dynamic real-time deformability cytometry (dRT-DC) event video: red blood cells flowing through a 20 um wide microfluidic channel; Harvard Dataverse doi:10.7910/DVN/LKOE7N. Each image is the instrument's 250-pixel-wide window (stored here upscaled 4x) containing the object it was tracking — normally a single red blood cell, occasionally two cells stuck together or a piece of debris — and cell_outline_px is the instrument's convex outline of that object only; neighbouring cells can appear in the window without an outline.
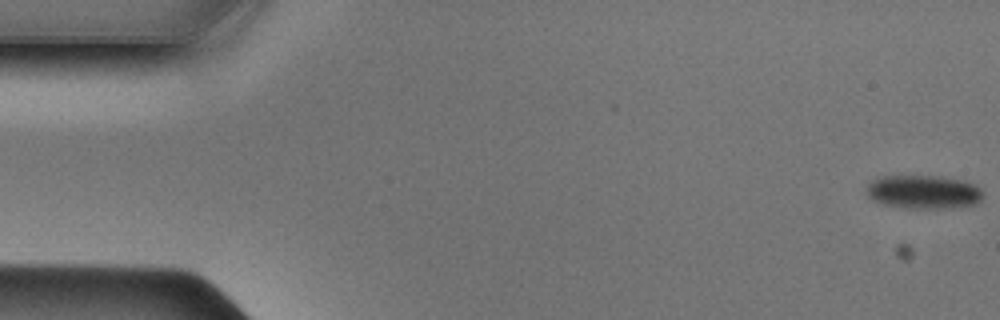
{"species": "Egyptian fruit bat (a non-hibernating species)", "species_latin": "Rousettus aegyptiacus", "temperature_condition": "cold", "stored_images_in_passage": 49, "camera_frame_rate_fps": 3000, "um_per_image_px": 0.085, "animal": {"sex": "male"}, "frame": {"image": 1, "passage_image": 1, "time_ms": 0.0, "image_size_px": [1000, 320], "cell_outline_px": [[980, 200], [976, 204], [940, 208], [912, 208], [884, 204], [872, 200], [868, 196], [868, 184], [872, 180], [884, 176], [940, 176], [960, 180], [976, 184], [980, 188]], "centroid_in_image_um": [78.48, 16.3], "position_along_channel_um": 6.5, "area_um2": 22.37}}
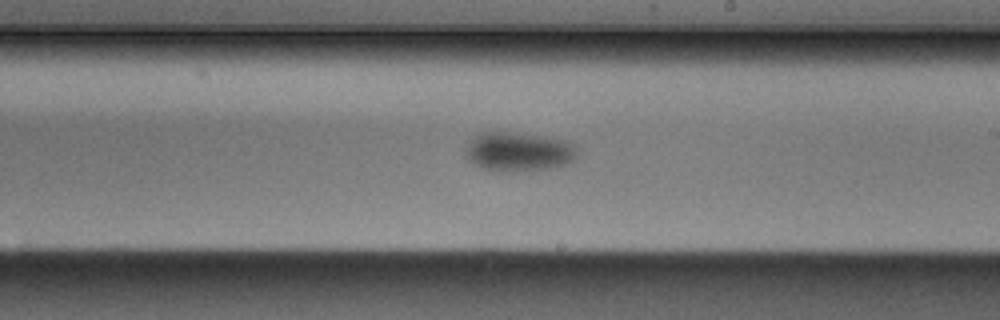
{"frame": {"image": 2, "passage_image": 28, "time_ms": 9.0, "image_size_px": [1000, 320], "cell_outline_px": [[580, 156], [564, 164], [548, 168], [512, 172], [480, 168], [468, 160], [464, 156], [464, 148], [476, 136], [484, 132], [516, 132], [548, 136], [568, 140], [576, 144], [580, 148]], "centroid_in_image_um": [44.14, 12.88], "position_along_channel_um": 244.9, "area_um2": 26.07}}
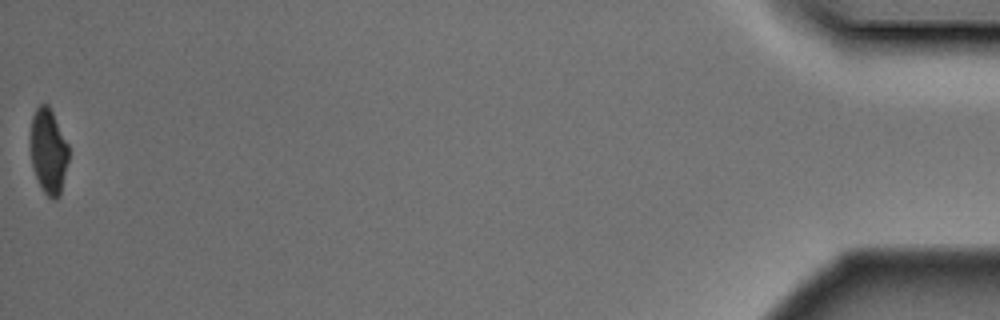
{"frame": {"image": 3, "passage_image": 49, "time_ms": 16.0, "image_size_px": [1000, 320], "cell_outline_px": [[68, 160], [60, 196], [56, 200], [52, 200], [44, 192], [32, 168], [28, 144], [28, 140], [32, 116], [36, 108], [40, 104], [48, 104], [68, 144]], "centroid_in_image_um": [4.07, 12.85], "position_along_channel_um": 431.1, "area_um2": 19.31}}